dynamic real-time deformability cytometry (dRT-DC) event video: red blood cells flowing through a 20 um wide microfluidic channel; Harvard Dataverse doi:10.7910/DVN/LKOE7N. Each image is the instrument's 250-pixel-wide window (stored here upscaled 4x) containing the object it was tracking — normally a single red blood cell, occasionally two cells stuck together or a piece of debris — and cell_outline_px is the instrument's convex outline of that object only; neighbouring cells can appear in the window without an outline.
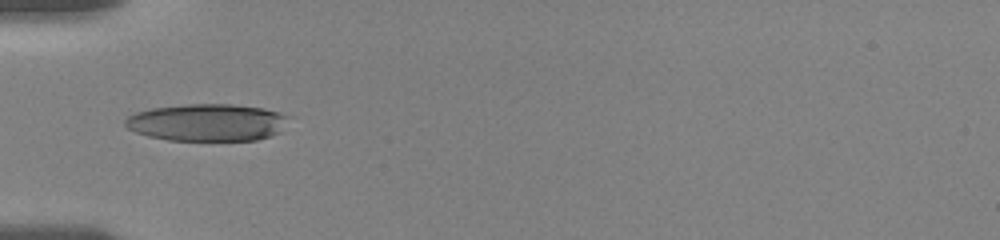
{"species": "human", "species_latin": "Homo sapiens", "temperature_condition": "room temperature", "stored_images_in_passage": 26, "camera_frame_rate_fps": 3000, "um_per_image_px": 0.085, "donor": {"sex": "female"}, "frame": {"image": 1, "passage_image": 1, "time_ms": 0.0, "image_size_px": [1000, 240], "cell_outline_px": [[272, 112], [264, 136], [248, 140], [180, 140], [148, 112], [168, 108], [252, 108]], "centroid_in_image_um": [18.21, 10.46], "position_along_channel_um": 66.8, "area_um2": 23.7}}
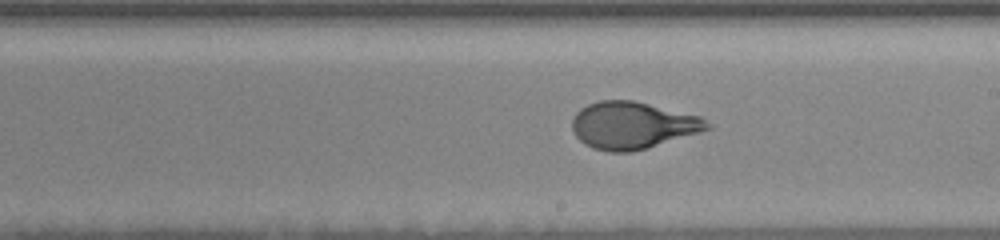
{"frame": {"image": 2, "passage_image": 15, "time_ms": 4.667, "image_size_px": [1000, 240], "cell_outline_px": [[700, 128], [640, 148], [600, 148], [592, 144], [588, 140], [576, 116], [580, 112], [596, 104], [640, 104], [688, 116], [696, 120]], "centroid_in_image_um": [53.71, 10.65], "position_along_channel_um": 235.3, "area_um2": 28.84}}
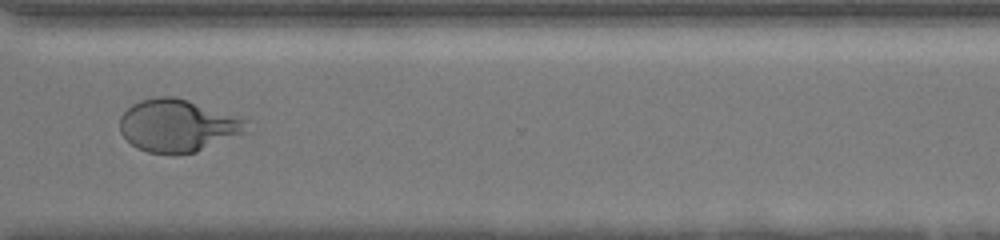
{"frame": {"image": 3, "passage_image": 25, "time_ms": 8.0, "image_size_px": [1000, 240], "cell_outline_px": [[228, 120], [216, 132], [192, 152], [156, 152], [144, 148], [140, 104], [148, 100], [184, 100]], "centroid_in_image_um": [15.03, 10.68], "position_along_channel_um": 355.6, "area_um2": 24.85}}